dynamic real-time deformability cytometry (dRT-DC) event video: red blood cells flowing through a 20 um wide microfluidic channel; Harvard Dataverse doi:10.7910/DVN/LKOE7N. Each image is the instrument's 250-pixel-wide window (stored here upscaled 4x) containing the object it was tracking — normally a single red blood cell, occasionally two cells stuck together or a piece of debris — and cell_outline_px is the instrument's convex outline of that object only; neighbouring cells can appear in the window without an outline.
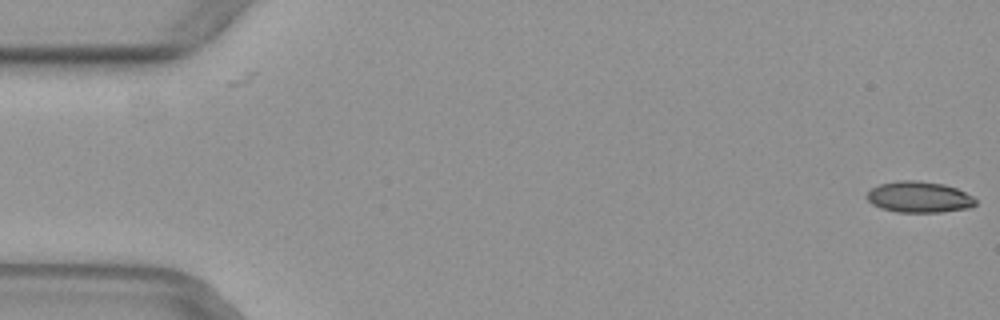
{"species": "common noctule bat (a hibernating species)", "species_latin": "Nyctalus noctula", "temperature_condition": "warm", "stored_images_in_passage": 3, "camera_frame_rate_fps": 3000, "um_per_image_px": 0.085, "animal": {"sex": "female", "body_mass_g": 29.2, "forearm_length_mm": 56.3}, "frame": {"image": 1, "passage_image": 3, "time_ms": 0.667, "image_size_px": [1000, 320], "cell_outline_px": [[976, 204], [972, 208], [940, 212], [896, 212], [880, 208], [872, 204], [864, 196], [872, 188], [880, 184], [896, 180], [916, 180], [944, 184], [956, 188], [972, 196], [976, 200]], "centroid_in_image_um": [78.11, 16.75], "position_along_channel_um": 6.9, "area_um2": 19.88}}